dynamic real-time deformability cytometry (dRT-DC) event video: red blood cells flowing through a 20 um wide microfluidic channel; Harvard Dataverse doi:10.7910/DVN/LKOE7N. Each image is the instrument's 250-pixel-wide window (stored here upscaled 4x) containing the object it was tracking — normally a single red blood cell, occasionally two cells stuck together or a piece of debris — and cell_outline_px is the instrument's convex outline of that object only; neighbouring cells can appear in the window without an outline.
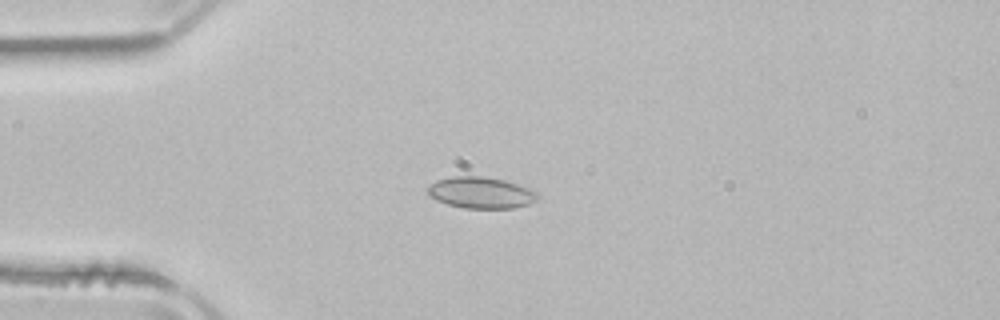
{"species": "common noctule bat (a hibernating species)", "species_latin": "Nyctalus noctula", "temperature_condition": "room temperature", "stored_images_in_passage": 48, "camera_frame_rate_fps": 3000, "um_per_image_px": 0.085, "animal": {"sex": "male", "body_mass_g": 21.5, "forearm_length_mm": 52.0}, "frame": {"image": 1, "passage_image": 10, "time_ms": 3.0, "image_size_px": [1000, 320], "cell_outline_px": [[540, 196], [536, 200], [528, 204], [512, 208], [464, 208], [448, 204], [436, 200], [428, 192], [428, 188], [436, 180], [452, 176], [484, 176], [504, 180], [528, 188], [536, 192]], "centroid_in_image_um": [40.89, 16.37], "position_along_channel_um": 44.1, "area_um2": 19.88}}
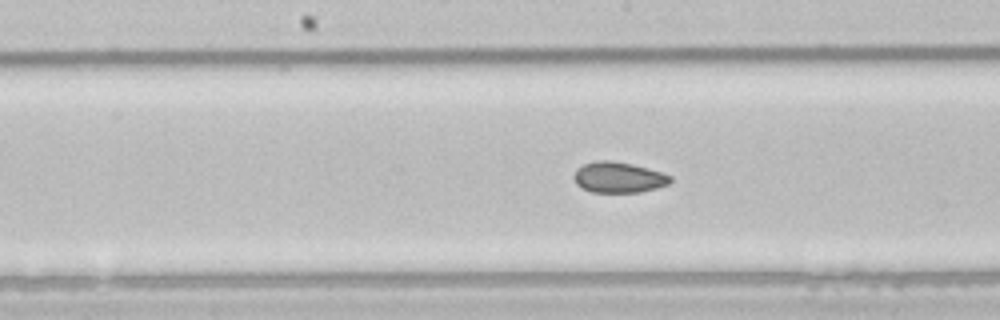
{"frame": {"image": 2, "passage_image": 23, "time_ms": 7.333, "image_size_px": [1000, 320], "cell_outline_px": [[672, 180], [668, 184], [656, 188], [640, 192], [592, 192], [576, 184], [572, 176], [576, 168], [584, 164], [596, 160], [612, 160], [632, 164], [660, 172], [672, 176]], "centroid_in_image_um": [52.54, 15.07], "position_along_channel_um": 195.7, "area_um2": 17.28}}
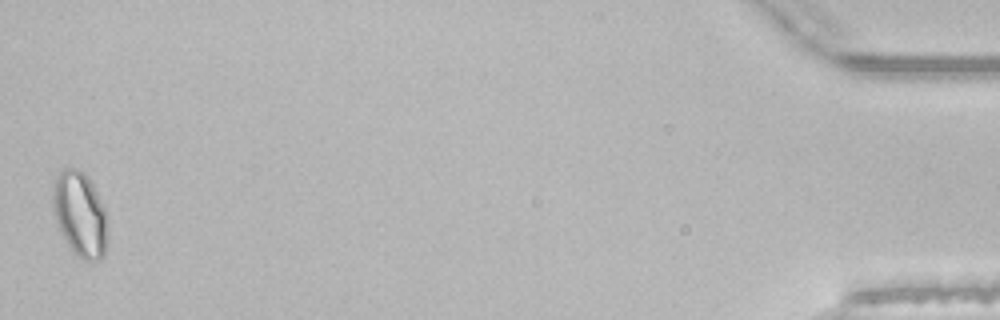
{"frame": {"image": 3, "passage_image": 48, "time_ms": 15.667, "image_size_px": [1000, 320], "cell_outline_px": [[104, 256], [100, 260], [84, 260], [68, 244], [56, 220], [56, 180], [60, 172], [64, 168], [76, 168], [88, 180], [104, 208]], "centroid_in_image_um": [6.81, 18.24], "position_along_channel_um": 428.4, "area_um2": 24.68}, "authors_computed_cell_mechanics": {"area_um2": 18.8139, "velocity_mm_per_s": 3.9434, "shape_relaxation_time_tau1_ms": null, "shape_relaxation_time_tau2_ms": 2.5383, "deformation_change_tau1": null, "deformation_change_tau2": 0.0586}}